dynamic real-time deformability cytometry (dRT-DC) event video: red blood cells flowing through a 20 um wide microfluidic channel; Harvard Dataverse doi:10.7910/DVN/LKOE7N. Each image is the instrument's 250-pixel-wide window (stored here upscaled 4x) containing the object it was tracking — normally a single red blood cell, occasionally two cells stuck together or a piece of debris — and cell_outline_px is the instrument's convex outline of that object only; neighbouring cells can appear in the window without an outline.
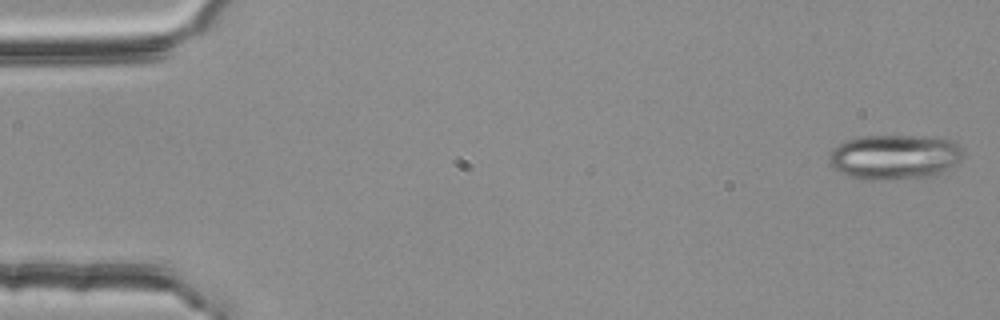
{"species": "common noctule bat (a hibernating species)", "species_latin": "Nyctalus noctula", "temperature_condition": "room temperature", "stored_images_in_passage": 4, "camera_frame_rate_fps": 3000, "um_per_image_px": 0.085, "animal": {"sex": "female", "body_mass_g": 25.1}, "frame": {"image": 1, "passage_image": 1, "time_ms": 0.0, "image_size_px": [1000, 320], "cell_outline_px": [[964, 156], [960, 160], [944, 172], [936, 176], [880, 180], [864, 180], [848, 176], [840, 172], [832, 164], [828, 156], [832, 148], [848, 140], [860, 136], [924, 136], [952, 140], [964, 152]], "centroid_in_image_um": [76.06, 13.35], "position_along_channel_um": 8.9, "area_um2": 35.14}}